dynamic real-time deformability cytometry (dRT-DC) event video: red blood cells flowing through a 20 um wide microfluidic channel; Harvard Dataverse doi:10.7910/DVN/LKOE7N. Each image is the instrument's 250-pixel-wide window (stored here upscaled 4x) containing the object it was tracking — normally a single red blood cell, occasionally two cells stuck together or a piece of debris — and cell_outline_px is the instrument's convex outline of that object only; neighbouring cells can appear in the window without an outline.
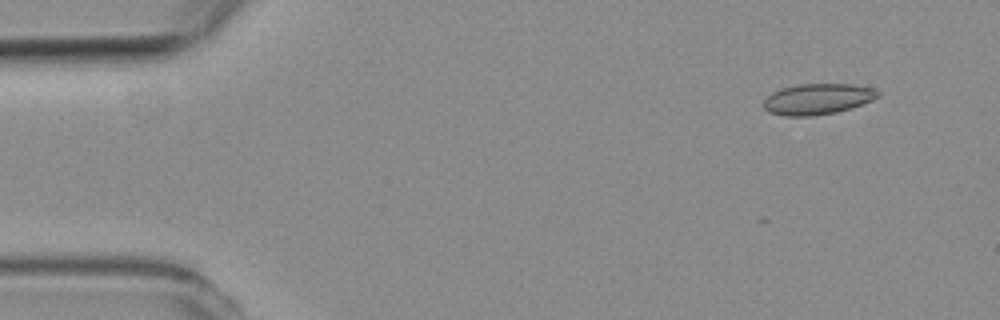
{"species": "common noctule bat (a hibernating species)", "species_latin": "Nyctalus noctula", "temperature_condition": "room temperature", "stored_images_in_passage": 9, "camera_frame_rate_fps": 3000, "um_per_image_px": 0.085, "animal": {"sex": "female", "body_mass_g": 19.3, "forearm_length_mm": 54.1}, "frame": {"image": 1, "passage_image": 3, "time_ms": 0.667, "image_size_px": [1000, 320], "cell_outline_px": [[880, 96], [872, 100], [836, 112], [812, 116], [784, 116], [768, 112], [760, 104], [772, 92], [780, 88], [800, 84], [852, 84], [872, 88], [880, 92]], "centroid_in_image_um": [69.44, 8.42], "position_along_channel_um": 15.6, "area_um2": 20.58}}